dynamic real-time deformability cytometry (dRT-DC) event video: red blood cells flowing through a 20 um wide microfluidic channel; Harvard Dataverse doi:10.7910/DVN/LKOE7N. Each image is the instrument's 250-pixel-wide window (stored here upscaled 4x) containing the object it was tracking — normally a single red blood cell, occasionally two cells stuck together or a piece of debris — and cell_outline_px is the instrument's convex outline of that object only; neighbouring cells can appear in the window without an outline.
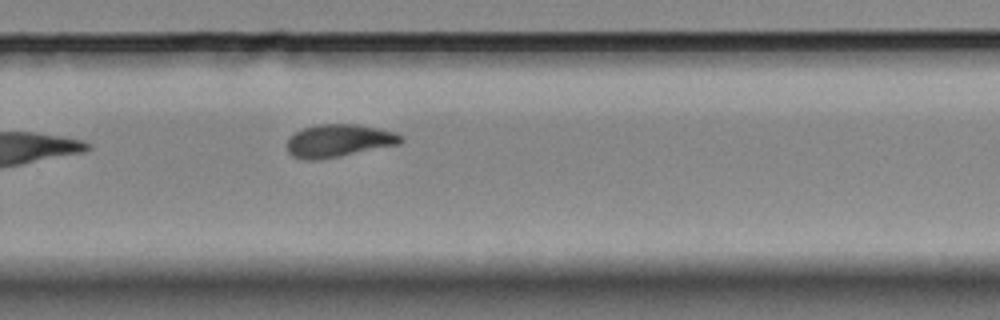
{"species": "Egyptian fruit bat (a non-hibernating species)", "species_latin": "Rousettus aegyptiacus", "temperature_condition": "room temperature", "stored_images_in_passage": 7, "camera_frame_rate_fps": 3000, "um_per_image_px": 0.085, "animal": {"sex": "female"}, "frame": {"image": 1, "passage_image": 7, "time_ms": 2.0, "image_size_px": [1000, 320], "cell_outline_px": [[404, 140], [400, 144], [340, 156], [316, 160], [304, 160], [292, 156], [288, 152], [288, 136], [300, 128], [320, 124], [356, 124], [376, 128], [392, 132], [404, 136]], "centroid_in_image_um": [28.76, 11.96], "position_along_channel_um": 301.0, "area_um2": 21.79}}